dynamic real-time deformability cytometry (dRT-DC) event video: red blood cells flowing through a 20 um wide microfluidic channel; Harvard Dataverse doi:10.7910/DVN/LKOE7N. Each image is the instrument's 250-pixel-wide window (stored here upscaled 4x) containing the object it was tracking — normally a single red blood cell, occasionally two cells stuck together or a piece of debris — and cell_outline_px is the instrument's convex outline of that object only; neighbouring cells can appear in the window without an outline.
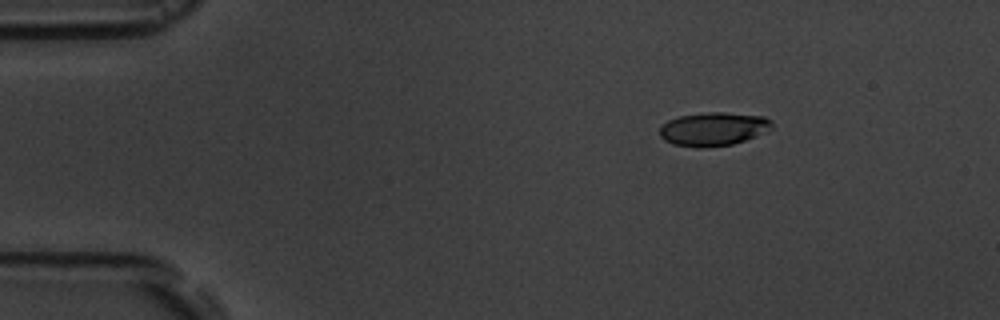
{"species": "common noctule bat (a hibernating species)", "species_latin": "Nyctalus noctula", "temperature_condition": "room temperature", "stored_images_in_passage": 9, "camera_frame_rate_fps": 3000, "um_per_image_px": 0.085, "animal": {"sex": "male", "body_mass_g": 19.5, "forearm_length_mm": 54.6}, "frame": {"image": 1, "passage_image": 1, "time_ms": 0.0, "image_size_px": [1000, 320], "cell_outline_px": [[772, 128], [756, 136], [732, 144], [704, 148], [696, 148], [672, 144], [664, 140], [660, 136], [660, 128], [668, 120], [680, 116], [708, 112], [724, 112], [764, 116], [772, 120]], "centroid_in_image_um": [60.63, 10.97], "position_along_channel_um": 24.4, "area_um2": 21.96}}
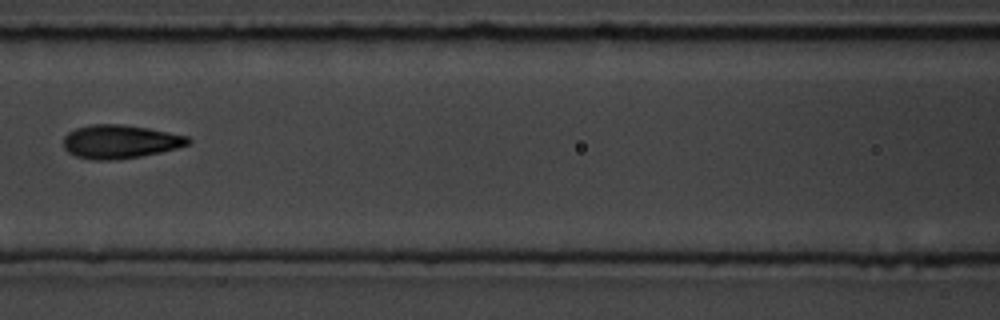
{"frame": {"image": 2, "passage_image": 6, "time_ms": 5.667, "image_size_px": [1000, 320], "cell_outline_px": [[192, 140], [188, 144], [176, 148], [160, 152], [140, 156], [116, 160], [92, 160], [76, 156], [68, 152], [64, 148], [64, 136], [68, 132], [76, 128], [92, 124], [120, 124], [148, 128], [188, 136]], "centroid_in_image_um": [10.18, 12.04], "position_along_channel_um": 156.4, "area_um2": 24.33}}
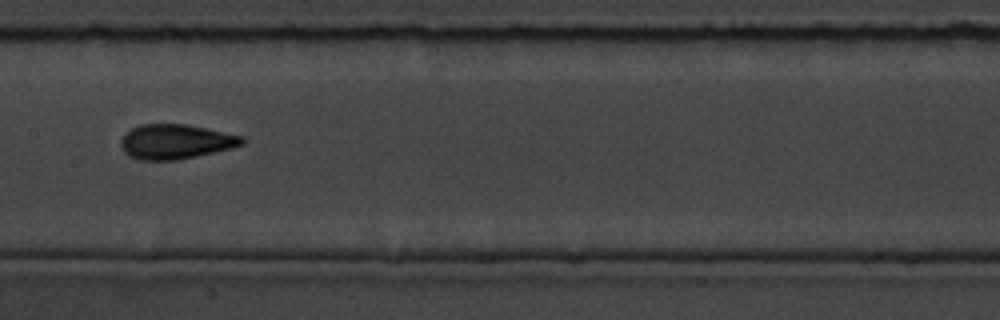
{"frame": {"image": 3, "passage_image": 7, "time_ms": 6.667, "image_size_px": [1000, 320], "cell_outline_px": [[244, 144], [232, 148], [180, 160], [140, 160], [128, 156], [124, 152], [120, 144], [120, 140], [132, 128], [140, 124], [184, 124], [244, 136]], "centroid_in_image_um": [14.93, 12.05], "position_along_channel_um": 192.5, "area_um2": 24.51}}